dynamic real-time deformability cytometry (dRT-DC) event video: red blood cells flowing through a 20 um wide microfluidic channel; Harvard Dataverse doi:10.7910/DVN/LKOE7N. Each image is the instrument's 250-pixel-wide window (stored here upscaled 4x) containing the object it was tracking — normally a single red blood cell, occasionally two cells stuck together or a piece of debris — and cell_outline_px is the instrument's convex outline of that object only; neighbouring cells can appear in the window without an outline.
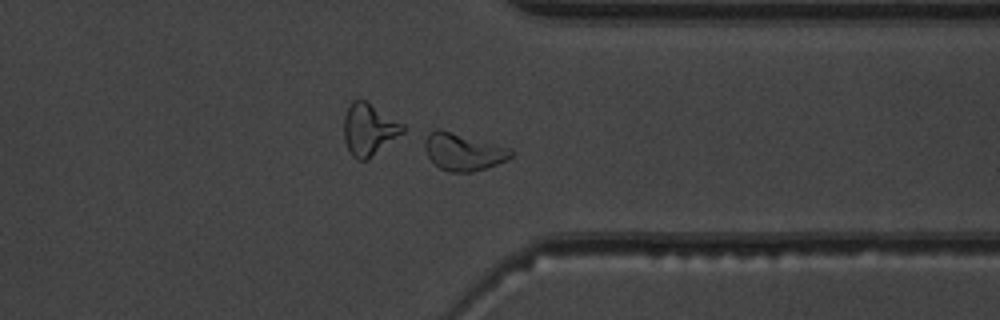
{"species": "common noctule bat (a hibernating species)", "species_latin": "Nyctalus noctula", "temperature_condition": "warm", "stored_images_in_passage": 51, "camera_frame_rate_fps": 3000, "um_per_image_px": 0.085, "animal": {"sex": "male", "body_mass_g": 19.5, "forearm_length_mm": 54.6}, "frame": {"image": 1, "passage_image": 41, "time_ms": 13.333, "image_size_px": [1000, 320], "cell_outline_px": [[512, 156], [508, 160], [488, 168], [472, 172], [448, 172], [440, 168], [428, 156], [424, 148], [424, 140], [428, 132], [436, 128], [440, 128], [512, 148]], "centroid_in_image_um": [39.38, 12.89], "position_along_channel_um": 372.0, "area_um2": 19.07}}